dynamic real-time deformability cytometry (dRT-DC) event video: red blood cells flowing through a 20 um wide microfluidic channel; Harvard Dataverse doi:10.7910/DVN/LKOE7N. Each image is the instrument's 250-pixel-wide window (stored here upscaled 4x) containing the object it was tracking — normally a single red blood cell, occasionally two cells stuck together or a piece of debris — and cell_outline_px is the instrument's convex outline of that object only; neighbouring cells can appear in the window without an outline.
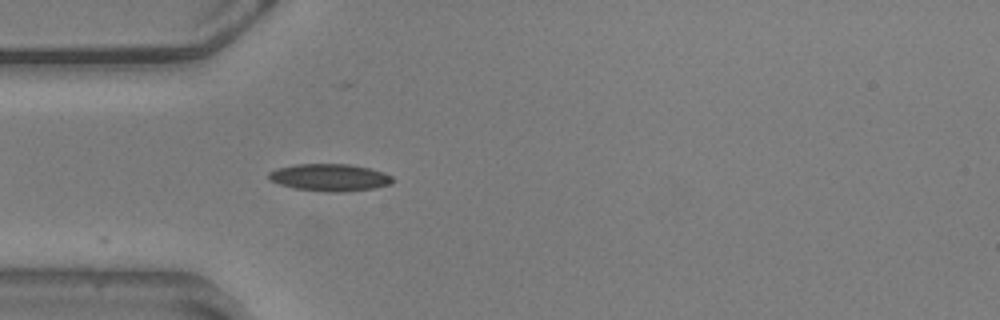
{"species": "common noctule bat (a hibernating species)", "species_latin": "Nyctalus noctula", "temperature_condition": "warm", "stored_images_in_passage": 30, "camera_frame_rate_fps": 3000, "um_per_image_px": 0.085, "animal": {"sex": "male", "body_mass_g": 20.5, "forearm_length_mm": 52.5}, "frame": {"image": 1, "passage_image": 1, "time_ms": 0.0, "image_size_px": [1000, 320], "cell_outline_px": [[396, 180], [392, 184], [376, 188], [344, 192], [328, 192], [296, 188], [280, 184], [268, 180], [268, 172], [276, 168], [296, 164], [348, 164], [368, 168], [384, 172], [392, 176]], "centroid_in_image_um": [28.05, 15.08], "position_along_channel_um": 56.9, "area_um2": 19.83}}
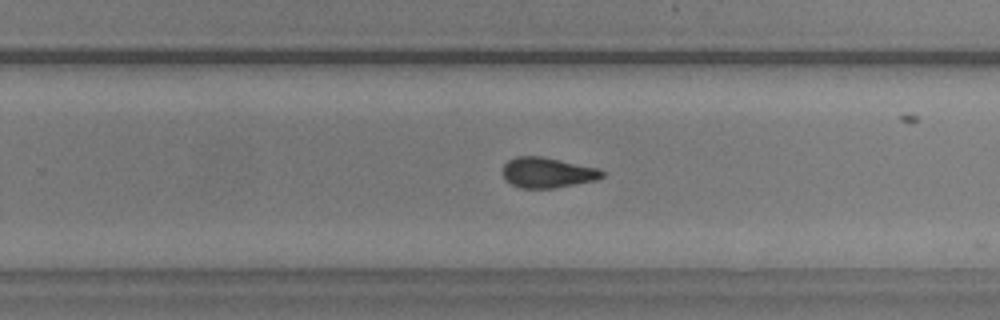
{"frame": {"image": 2, "passage_image": 20, "time_ms": 6.333, "image_size_px": [1000, 320], "cell_outline_px": [[604, 176], [596, 180], [556, 188], [520, 188], [504, 180], [504, 164], [508, 160], [516, 156], [540, 156], [600, 168], [604, 172]], "centroid_in_image_um": [46.55, 14.67], "position_along_channel_um": 283.3, "area_um2": 17.63}}
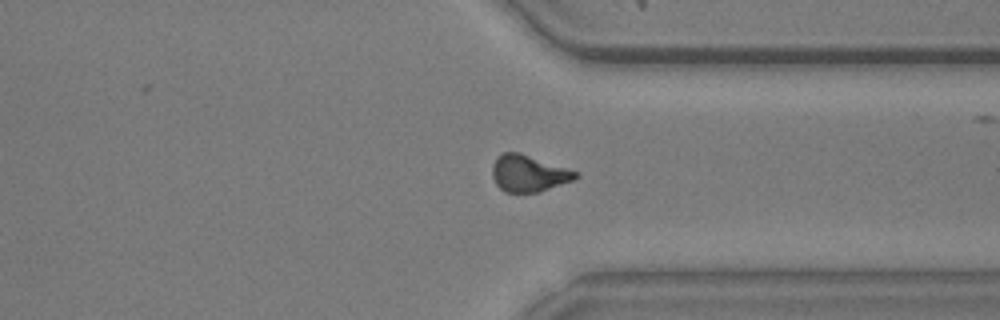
{"frame": {"image": 3, "passage_image": 27, "time_ms": 8.667, "image_size_px": [1000, 320], "cell_outline_px": [[580, 176], [572, 180], [536, 192], [504, 192], [496, 184], [492, 176], [492, 164], [496, 156], [504, 152], [520, 152], [580, 172]], "centroid_in_image_um": [44.91, 14.71], "position_along_channel_um": 366.5, "area_um2": 17.8}}